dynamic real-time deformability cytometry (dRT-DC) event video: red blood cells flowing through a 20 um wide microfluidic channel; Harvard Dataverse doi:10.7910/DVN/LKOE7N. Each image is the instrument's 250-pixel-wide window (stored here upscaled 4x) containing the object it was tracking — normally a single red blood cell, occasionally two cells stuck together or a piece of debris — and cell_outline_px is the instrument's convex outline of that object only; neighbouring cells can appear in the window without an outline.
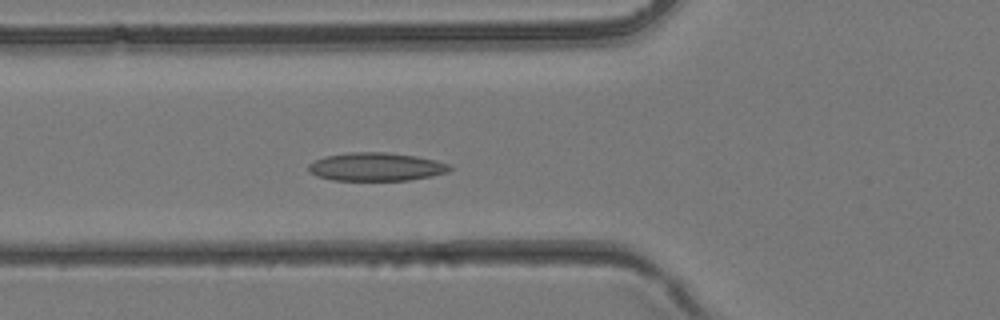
{"species": "common noctule bat (a hibernating species)", "species_latin": "Nyctalus noctula", "temperature_condition": "room temperature", "stored_images_in_passage": 34, "camera_frame_rate_fps": 3000, "um_per_image_px": 0.085, "animal": {"sex": "female", "body_mass_g": 24.6, "forearm_length_mm": 56.2}, "frame": {"image": 1, "passage_image": 9, "time_ms": 2.667, "image_size_px": [1000, 320], "cell_outline_px": [[452, 168], [448, 172], [432, 176], [408, 180], [332, 180], [316, 176], [308, 172], [308, 164], [324, 156], [348, 152], [384, 152], [416, 156], [436, 160], [448, 164]], "centroid_in_image_um": [31.94, 14.18], "position_along_channel_um": 93.9, "area_um2": 23.35}}
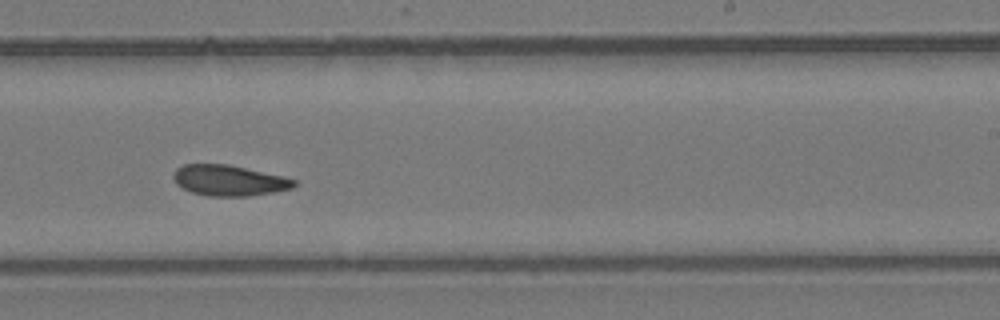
{"frame": {"image": 2, "passage_image": 19, "time_ms": 6.0, "image_size_px": [1000, 320], "cell_outline_px": [[296, 184], [292, 188], [276, 192], [248, 196], [208, 196], [192, 192], [176, 184], [172, 176], [176, 168], [184, 164], [228, 164], [284, 176], [296, 180]], "centroid_in_image_um": [19.47, 15.33], "position_along_channel_um": 269.5, "area_um2": 21.68}}
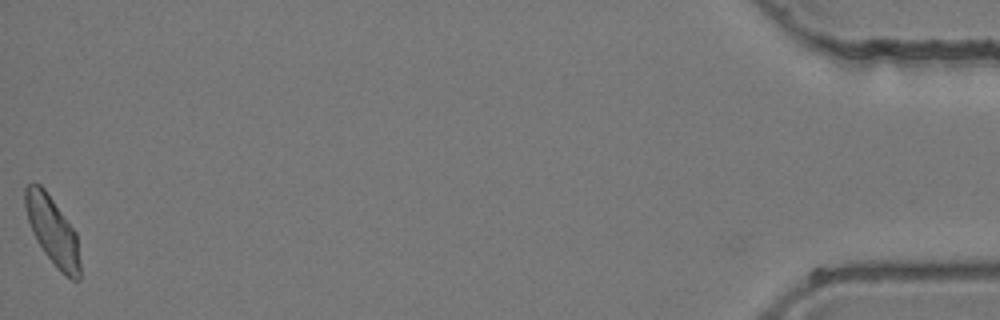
{"frame": {"image": 3, "passage_image": 34, "time_ms": 11.0, "image_size_px": [1000, 320], "cell_outline_px": [[80, 280], [72, 280], [44, 252], [32, 232], [28, 220], [24, 204], [24, 188], [28, 184], [40, 184], [44, 188], [76, 232], [80, 264]], "centroid_in_image_um": [4.45, 19.57], "position_along_channel_um": 430.7, "area_um2": 21.21}}